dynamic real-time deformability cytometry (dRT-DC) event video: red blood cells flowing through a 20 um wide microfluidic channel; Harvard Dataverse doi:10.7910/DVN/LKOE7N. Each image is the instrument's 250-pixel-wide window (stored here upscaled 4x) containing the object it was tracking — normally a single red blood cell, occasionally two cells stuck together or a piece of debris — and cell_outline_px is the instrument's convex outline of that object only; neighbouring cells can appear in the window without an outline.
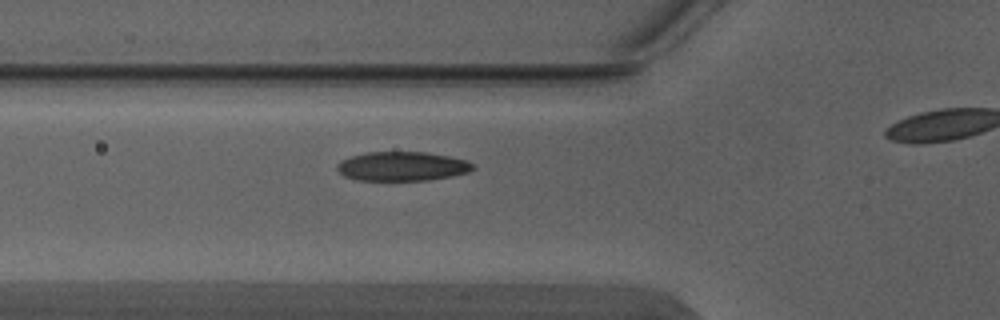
{"species": "Egyptian fruit bat (a non-hibernating species)", "species_latin": "Rousettus aegyptiacus", "temperature_condition": "warm", "stored_images_in_passage": 7, "camera_frame_rate_fps": 3000, "um_per_image_px": 0.085, "animal": {"sex": "male"}, "frame": {"image": 1, "passage_image": 5, "time_ms": 1.333, "image_size_px": [1000, 320], "cell_outline_px": [[476, 168], [468, 172], [452, 176], [428, 180], [356, 180], [344, 176], [336, 168], [336, 164], [340, 160], [352, 156], [368, 152], [424, 152], [448, 156], [468, 160]], "centroid_in_image_um": [34.18, 14.13], "position_along_channel_um": 91.6, "area_um2": 23.12}}